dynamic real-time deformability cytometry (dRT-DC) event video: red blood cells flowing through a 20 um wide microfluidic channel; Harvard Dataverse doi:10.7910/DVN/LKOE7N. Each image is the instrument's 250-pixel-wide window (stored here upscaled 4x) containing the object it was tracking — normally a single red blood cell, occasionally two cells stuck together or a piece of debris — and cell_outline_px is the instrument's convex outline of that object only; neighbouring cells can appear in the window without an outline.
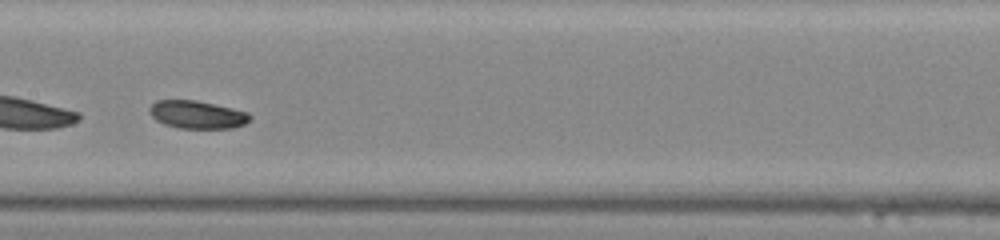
{"species": "common noctule bat (a hibernating species)", "species_latin": "Nyctalus noctula", "temperature_condition": "warm", "stored_images_in_passage": 41, "segment_of_instrument_passage": [2, 2], "camera_frame_rate_fps": 3000, "um_per_image_px": 0.085, "animal": {"sex": "male", "body_mass_g": 20.0, "forearm_length_mm": 53.3}, "frame": {"image": 1, "passage_image": 18, "time_ms": 5.667, "image_size_px": [1000, 240], "cell_outline_px": [[252, 116], [244, 124], [232, 128], [180, 128], [164, 124], [156, 120], [148, 112], [148, 108], [156, 100], [196, 100], [232, 108], [248, 112]], "centroid_in_image_um": [16.73, 9.74], "position_along_channel_um": 190.7, "area_um2": 16.3}}
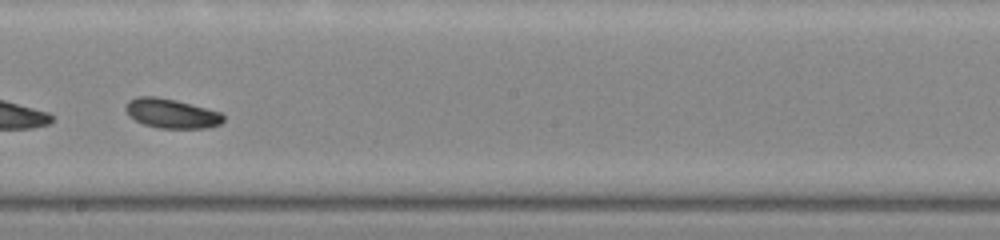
{"frame": {"image": 2, "passage_image": 21, "time_ms": 6.667, "image_size_px": [1000, 240], "cell_outline_px": [[224, 120], [220, 124], [208, 128], [160, 128], [144, 124], [136, 120], [124, 108], [128, 100], [136, 96], [156, 96], [176, 100], [220, 112], [224, 116]], "centroid_in_image_um": [14.58, 9.63], "position_along_channel_um": 233.6, "area_um2": 16.65}}